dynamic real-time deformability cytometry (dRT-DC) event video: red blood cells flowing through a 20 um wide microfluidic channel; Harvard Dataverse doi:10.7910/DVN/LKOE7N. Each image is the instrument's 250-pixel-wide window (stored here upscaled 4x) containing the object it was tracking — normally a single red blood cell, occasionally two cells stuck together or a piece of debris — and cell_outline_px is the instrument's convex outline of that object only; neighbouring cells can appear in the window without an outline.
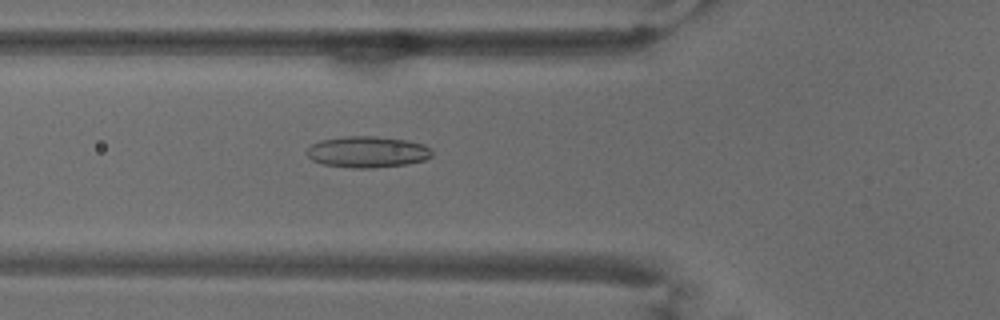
{"species": "common noctule bat (a hibernating species)", "species_latin": "Nyctalus noctula", "temperature_condition": "warm", "stored_images_in_passage": 53, "camera_frame_rate_fps": 3000, "um_per_image_px": 0.085, "animal": {"sex": "male", "body_mass_g": 18.8}, "frame": {"image": 1, "passage_image": 19, "time_ms": 6.0, "image_size_px": [1000, 320], "cell_outline_px": [[432, 156], [424, 160], [408, 164], [372, 168], [352, 168], [324, 164], [312, 160], [304, 152], [312, 144], [320, 140], [344, 136], [376, 136], [404, 140], [424, 144], [432, 148]], "centroid_in_image_um": [31.23, 12.91], "position_along_channel_um": 94.6, "area_um2": 22.95}}
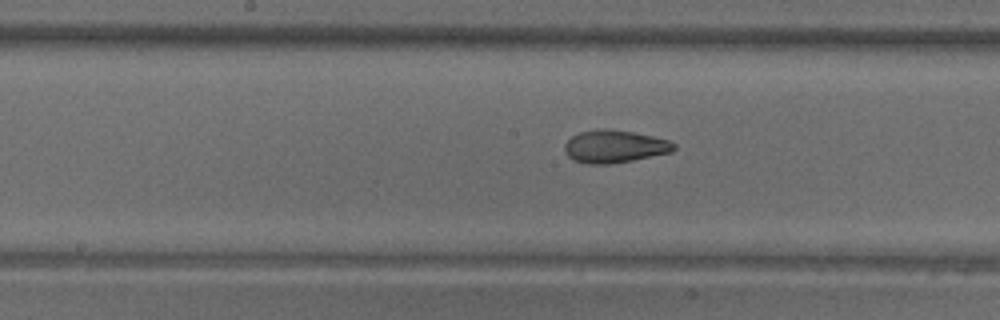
{"frame": {"image": 2, "passage_image": 27, "time_ms": 8.667, "image_size_px": [1000, 320], "cell_outline_px": [[676, 148], [672, 152], [632, 160], [608, 164], [588, 164], [576, 160], [568, 156], [564, 148], [564, 144], [572, 136], [580, 132], [600, 128], [604, 128], [632, 132], [652, 136], [668, 140], [676, 144]], "centroid_in_image_um": [52.24, 12.44], "position_along_channel_um": 196.0, "area_um2": 20.63}}
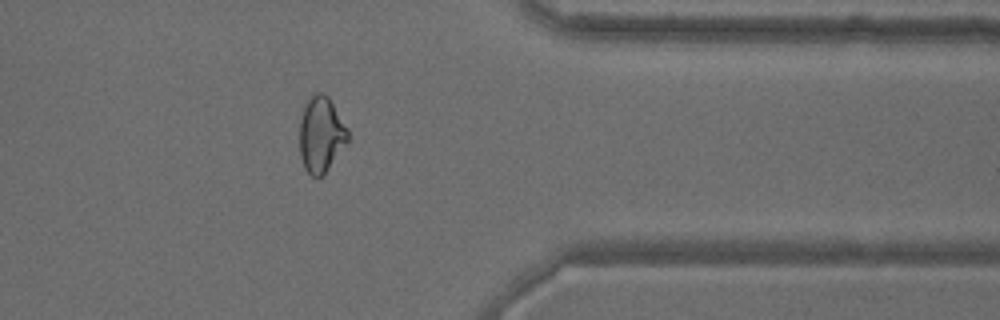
{"frame": {"image": 3, "passage_image": 43, "time_ms": 14.0, "image_size_px": [1000, 320], "cell_outline_px": [[352, 136], [324, 172], [316, 180], [304, 168], [300, 156], [300, 120], [304, 104], [316, 92], [320, 92], [328, 96], [348, 128]], "centroid_in_image_um": [27.3, 11.42], "position_along_channel_um": 384.1, "area_um2": 21.27}, "authors_computed_cell_mechanics": {"area_um2": 22.253, "velocity_mm_per_s": 3.762, "shape_relaxation_time_tau1_ms": null, "shape_relaxation_time_tau2_ms": 1.8861, "deformation_change_tau1": null, "deformation_change_tau2": 0.0824}}